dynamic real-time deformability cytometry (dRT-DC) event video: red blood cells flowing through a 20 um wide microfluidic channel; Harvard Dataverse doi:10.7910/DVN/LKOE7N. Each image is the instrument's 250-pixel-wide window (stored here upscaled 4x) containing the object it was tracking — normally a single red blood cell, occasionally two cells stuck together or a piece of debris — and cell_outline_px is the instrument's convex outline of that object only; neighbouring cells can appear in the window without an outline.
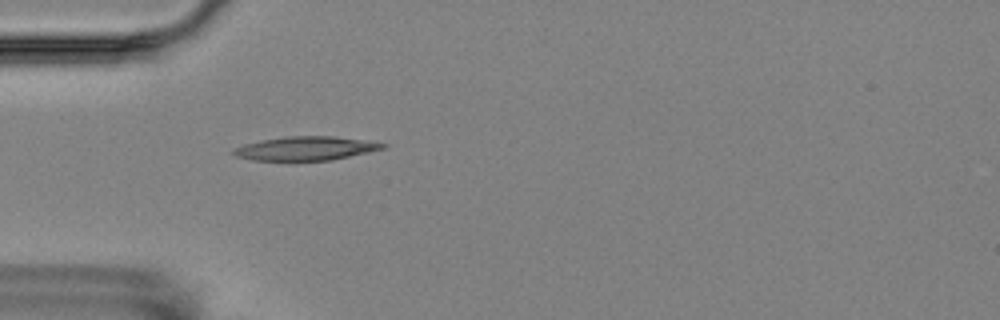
{"species": "Egyptian fruit bat (a non-hibernating species)", "species_latin": "Rousettus aegyptiacus", "temperature_condition": "room temperature", "stored_images_in_passage": 5, "camera_frame_rate_fps": 3000, "um_per_image_px": 0.085, "animal": {"sex": "female"}, "frame": {"image": 1, "passage_image": 5, "time_ms": 4.667, "image_size_px": [1000, 320], "cell_outline_px": [[388, 144], [384, 148], [368, 152], [332, 160], [252, 160], [236, 156], [232, 152], [236, 148], [244, 144], [264, 140], [288, 136], [336, 136]], "centroid_in_image_um": [26.0, 12.61], "position_along_channel_um": 59.0, "area_um2": 20.35}}